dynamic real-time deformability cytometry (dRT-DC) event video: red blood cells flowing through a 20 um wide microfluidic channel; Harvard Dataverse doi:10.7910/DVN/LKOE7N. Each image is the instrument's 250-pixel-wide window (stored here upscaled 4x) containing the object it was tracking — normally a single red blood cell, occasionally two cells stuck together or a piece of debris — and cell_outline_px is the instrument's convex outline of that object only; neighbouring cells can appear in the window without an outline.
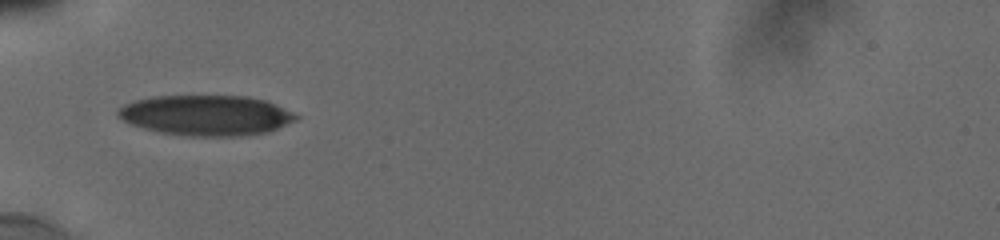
{"species": "human", "species_latin": "Homo sapiens", "temperature_condition": "cold", "stored_images_in_passage": 5, "camera_frame_rate_fps": 3000, "um_per_image_px": 0.085, "donor": {"sex": "male"}, "frame": {"image": 1, "passage_image": 1, "time_ms": 0.0, "image_size_px": [1000, 240], "cell_outline_px": [[300, 116], [296, 120], [268, 132], [240, 136], [188, 136], [160, 132], [128, 124], [116, 112], [124, 104], [136, 100], [152, 96], [248, 96], [264, 100]], "centroid_in_image_um": [17.5, 9.8], "position_along_channel_um": 67.5, "area_um2": 41.62}}
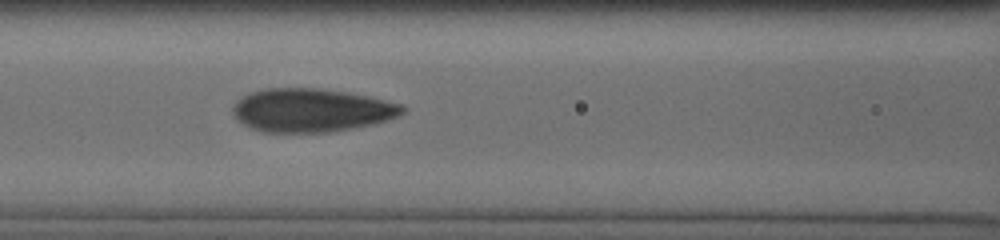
{"frame": {"image": 2, "passage_image": 4, "time_ms": 2.0, "image_size_px": [1000, 240], "cell_outline_px": [[408, 108], [400, 116], [376, 124], [328, 132], [264, 132], [248, 128], [236, 120], [232, 112], [232, 108], [240, 96], [264, 88], [320, 88], [368, 96], [400, 104]], "centroid_in_image_um": [26.45, 9.37], "position_along_channel_um": 140.2, "area_um2": 43.23}}
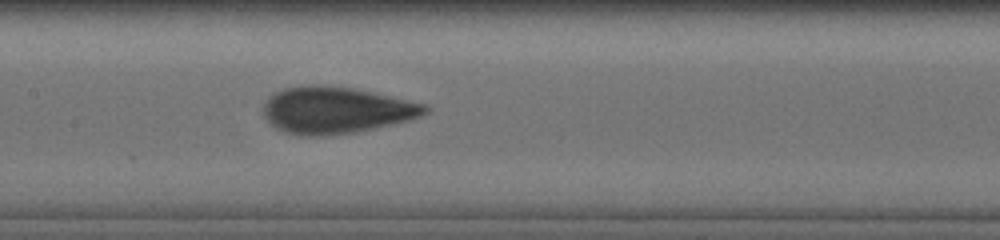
{"frame": {"image": 3, "passage_image": 5, "time_ms": 3.0, "image_size_px": [1000, 240], "cell_outline_px": [[428, 112], [420, 116], [408, 120], [372, 128], [352, 132], [320, 136], [308, 136], [288, 132], [276, 128], [268, 120], [264, 112], [264, 104], [268, 96], [284, 88], [316, 84], [320, 84], [352, 88], [424, 104], [428, 108]], "centroid_in_image_um": [28.52, 9.35], "position_along_channel_um": 178.9, "area_um2": 43.06}}